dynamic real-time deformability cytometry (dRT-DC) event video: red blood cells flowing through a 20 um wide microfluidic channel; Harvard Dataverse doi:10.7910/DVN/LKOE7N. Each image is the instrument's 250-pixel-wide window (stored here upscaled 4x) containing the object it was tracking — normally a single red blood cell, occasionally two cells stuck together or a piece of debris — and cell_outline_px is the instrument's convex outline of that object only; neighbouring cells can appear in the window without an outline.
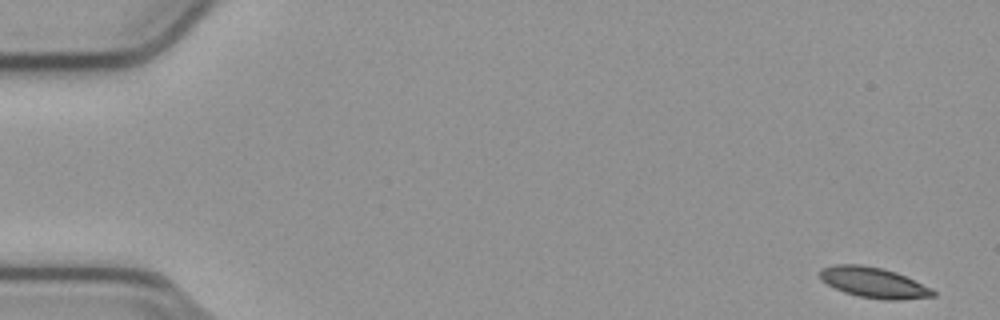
{"species": "common noctule bat (a hibernating species)", "species_latin": "Nyctalus noctula", "temperature_condition": "cold", "stored_images_in_passage": 54, "camera_frame_rate_fps": 3000, "um_per_image_px": 0.085, "animal": {"sex": "male", "body_mass_g": 23.1, "forearm_length_mm": 52.7}, "frame": {"image": 1, "passage_image": 1, "time_ms": 0.0, "image_size_px": [1000, 320], "cell_outline_px": [[936, 296], [900, 300], [884, 300], [860, 296], [844, 292], [820, 280], [820, 272], [824, 268], [832, 264], [860, 264], [880, 268], [896, 272], [932, 288], [936, 292]], "centroid_in_image_um": [74.29, 24.02], "position_along_channel_um": 10.7, "area_um2": 20.0}}
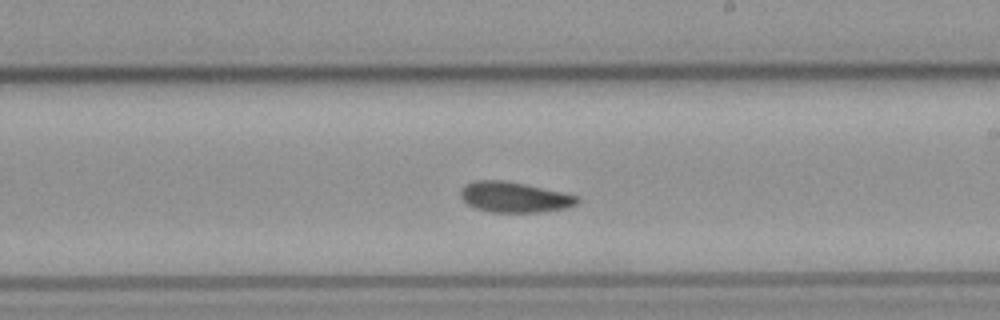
{"frame": {"image": 2, "passage_image": 31, "time_ms": 10.0, "image_size_px": [1000, 320], "cell_outline_px": [[580, 200], [576, 204], [568, 208], [540, 212], [492, 212], [476, 208], [468, 204], [460, 196], [460, 192], [464, 184], [472, 180], [504, 180], [564, 192], [580, 196]], "centroid_in_image_um": [43.74, 16.75], "position_along_channel_um": 245.3, "area_um2": 20.87}}
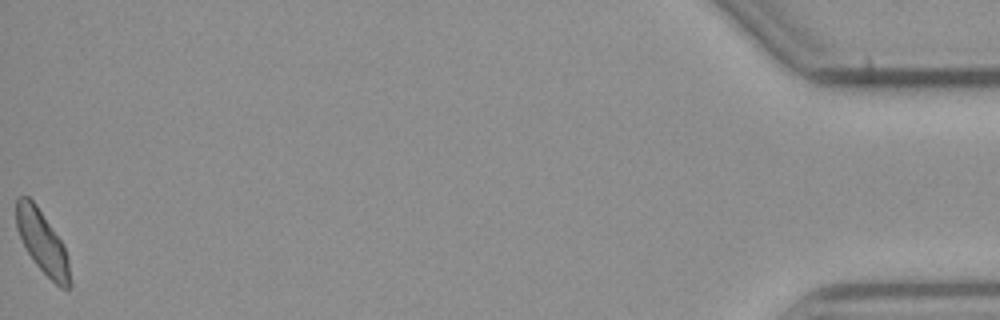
{"frame": {"image": 3, "passage_image": 54, "time_ms": 17.667, "image_size_px": [1000, 320], "cell_outline_px": [[72, 284], [68, 288], [60, 288], [32, 260], [16, 228], [16, 200], [20, 196], [28, 196], [36, 204], [64, 244], [68, 260], [72, 280]], "centroid_in_image_um": [3.62, 20.59], "position_along_channel_um": 431.6, "area_um2": 19.54}, "authors_computed_cell_mechanics": {"area_um2": 20.4323, "velocity_mm_per_s": 3.7624, "shape_relaxation_time_tau1_ms": 4.124, "shape_relaxation_time_tau2_ms": null, "deformation_change_tau1": 0.1166, "deformation_change_tau2": null}}